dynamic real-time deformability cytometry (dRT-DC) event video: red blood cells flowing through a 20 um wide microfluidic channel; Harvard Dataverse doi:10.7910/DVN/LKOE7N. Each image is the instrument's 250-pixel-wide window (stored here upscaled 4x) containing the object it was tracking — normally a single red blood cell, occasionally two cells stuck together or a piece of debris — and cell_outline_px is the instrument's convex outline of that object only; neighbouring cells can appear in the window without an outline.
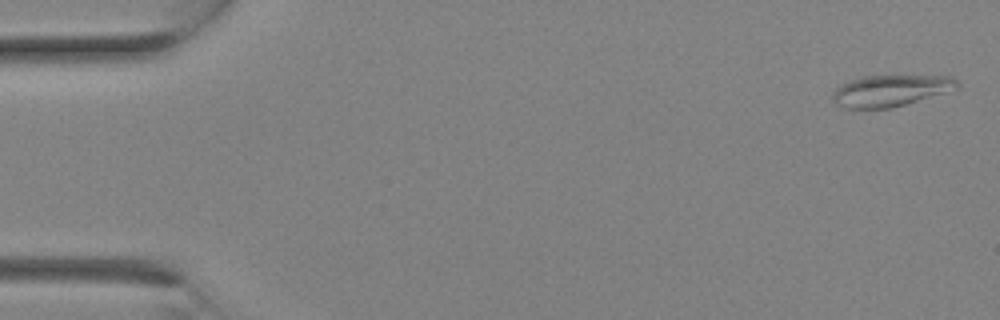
{"species": "Egyptian fruit bat (a non-hibernating species)", "species_latin": "Rousettus aegyptiacus", "temperature_condition": "room temperature", "stored_images_in_passage": 10, "camera_frame_rate_fps": 3000, "um_per_image_px": 0.085, "animal": {"sex": "female"}, "frame": {"image": 1, "passage_image": 1, "time_ms": 0.0, "image_size_px": [1000, 320], "cell_outline_px": [[960, 84], [956, 88], [944, 92], [892, 108], [844, 108], [836, 104], [832, 100], [832, 92], [836, 88], [852, 80], [864, 76], [952, 76]], "centroid_in_image_um": [75.66, 7.71], "position_along_channel_um": 9.3, "area_um2": 22.37}}
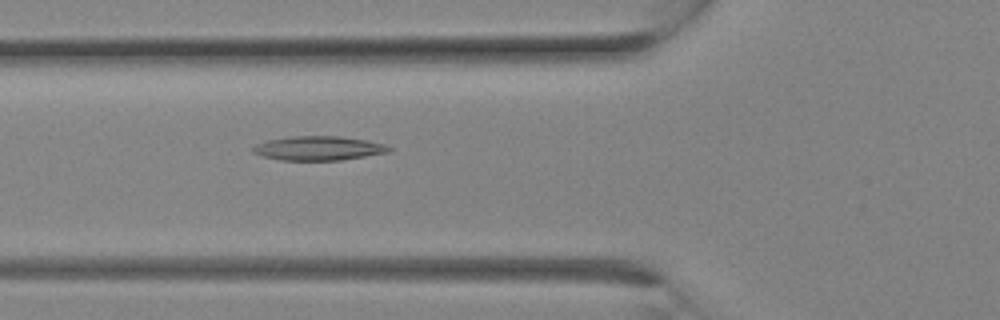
{"frame": {"image": 2, "passage_image": 10, "time_ms": 3.0, "image_size_px": [1000, 320], "cell_outline_px": [[392, 148], [388, 152], [340, 160], [280, 160], [260, 156], [252, 152], [252, 148], [256, 144], [268, 140], [292, 136], [340, 136], [364, 140], [384, 144]], "centroid_in_image_um": [27.02, 12.6], "position_along_channel_um": 98.8, "area_um2": 19.02}}